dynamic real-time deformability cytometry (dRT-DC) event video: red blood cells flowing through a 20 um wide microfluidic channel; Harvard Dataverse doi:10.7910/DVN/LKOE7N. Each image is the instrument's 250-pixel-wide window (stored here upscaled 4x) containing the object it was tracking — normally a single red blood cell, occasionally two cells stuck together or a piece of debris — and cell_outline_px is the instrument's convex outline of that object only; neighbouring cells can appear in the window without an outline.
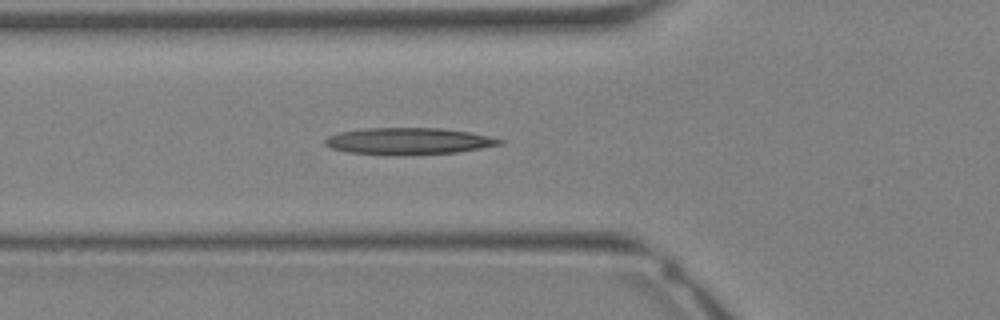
{"species": "Egyptian fruit bat (a non-hibernating species)", "species_latin": "Rousettus aegyptiacus", "temperature_condition": "warm", "stored_images_in_passage": 32, "camera_frame_rate_fps": 3000, "um_per_image_px": 0.085, "animal": {"sex": "female"}, "frame": {"image": 1, "passage_image": 11, "time_ms": 3.333, "image_size_px": [1000, 320], "cell_outline_px": [[504, 144], [456, 152], [400, 156], [396, 156], [348, 152], [332, 148], [324, 144], [324, 140], [328, 136], [340, 132], [364, 128], [440, 128], [468, 132], [488, 136], [504, 140]], "centroid_in_image_um": [34.7, 12.0], "position_along_channel_um": 91.1, "area_um2": 27.28}}
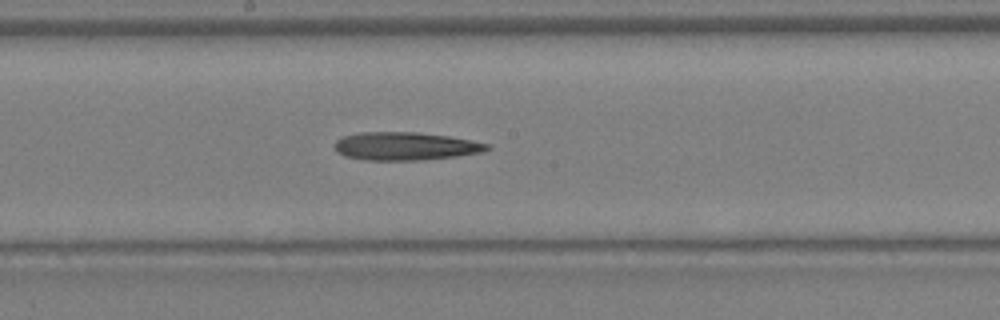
{"frame": {"image": 2, "passage_image": 17, "time_ms": 5.333, "image_size_px": [1000, 320], "cell_outline_px": [[492, 148], [484, 152], [456, 156], [420, 160], [364, 160], [344, 156], [336, 152], [336, 140], [344, 136], [360, 132], [416, 132], [448, 136], [472, 140], [492, 144]], "centroid_in_image_um": [34.5, 12.42], "position_along_channel_um": 213.7, "area_um2": 25.09}}
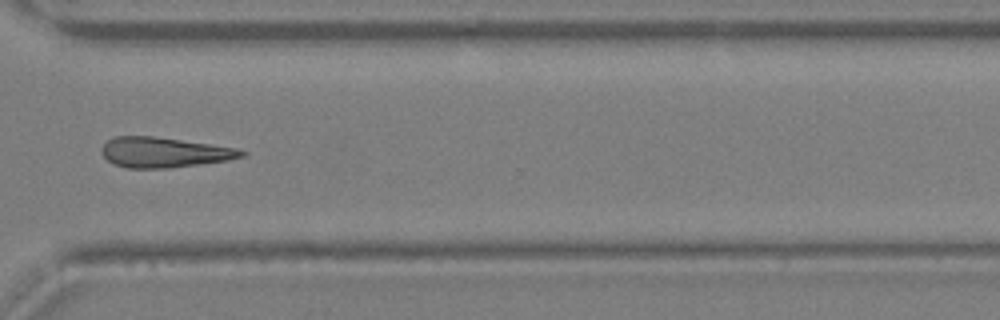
{"frame": {"image": 3, "passage_image": 24, "time_ms": 7.667, "image_size_px": [1000, 320], "cell_outline_px": [[248, 152], [244, 156], [228, 160], [168, 168], [124, 168], [112, 164], [100, 152], [100, 148], [112, 136], [152, 136], [236, 148]], "centroid_in_image_um": [13.89, 12.95], "position_along_channel_um": 356.7, "area_um2": 24.51}}